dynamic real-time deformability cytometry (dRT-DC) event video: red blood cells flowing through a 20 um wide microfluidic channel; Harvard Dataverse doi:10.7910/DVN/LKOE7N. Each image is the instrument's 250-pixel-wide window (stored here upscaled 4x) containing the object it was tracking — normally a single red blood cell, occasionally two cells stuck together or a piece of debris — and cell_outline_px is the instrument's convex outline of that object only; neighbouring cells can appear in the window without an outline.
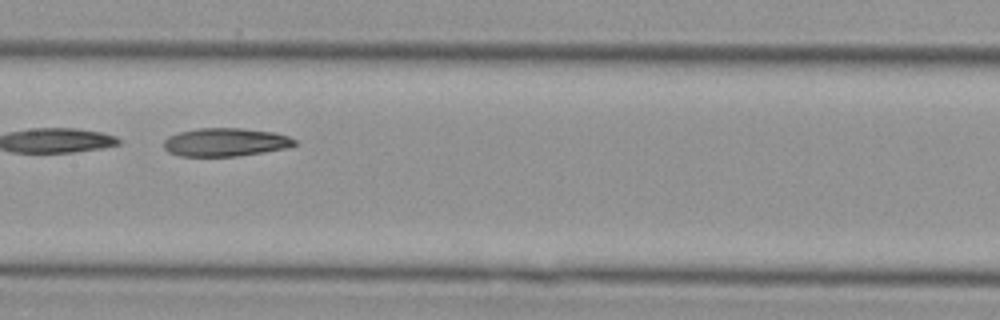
{"species": "Egyptian fruit bat (a non-hibernating species)", "species_latin": "Rousettus aegyptiacus", "temperature_condition": "cold", "stored_images_in_passage": 31, "camera_frame_rate_fps": 3000, "um_per_image_px": 0.085, "animal": {"sex": "female"}, "frame": {"image": 1, "passage_image": 14, "time_ms": 4.333, "image_size_px": [1000, 320], "cell_outline_px": [[296, 144], [288, 148], [264, 152], [236, 156], [180, 156], [168, 152], [164, 148], [164, 140], [168, 136], [180, 132], [200, 128], [240, 128], [276, 132], [288, 136], [296, 140]], "centroid_in_image_um": [19.18, 12.08], "position_along_channel_um": 188.2, "area_um2": 21.62}}
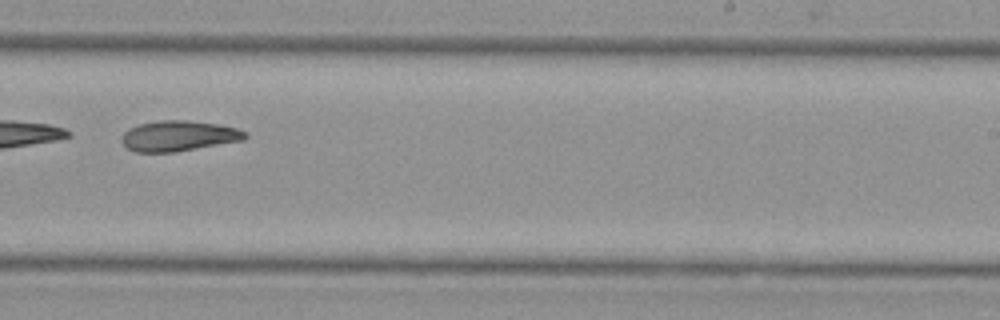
{"frame": {"image": 2, "passage_image": 20, "time_ms": 6.333, "image_size_px": [1000, 320], "cell_outline_px": [[248, 136], [244, 140], [176, 152], [136, 152], [124, 148], [120, 140], [120, 136], [128, 128], [140, 124], [156, 120], [184, 120], [216, 124], [236, 128], [248, 132]], "centroid_in_image_um": [15.14, 11.56], "position_along_channel_um": 273.9, "area_um2": 22.2}}
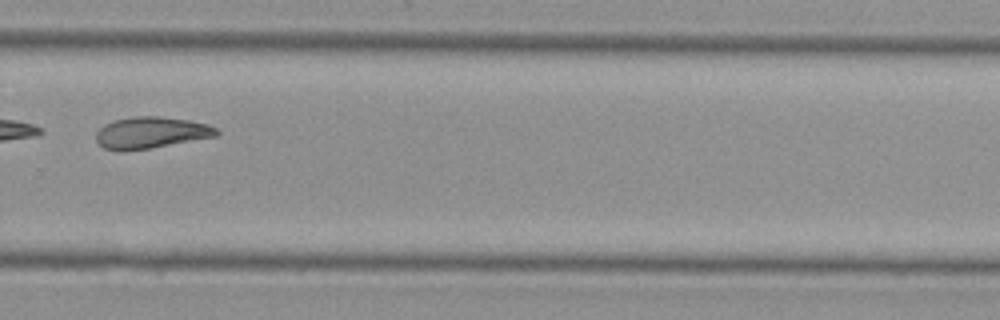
{"frame": {"image": 3, "passage_image": 23, "time_ms": 7.333, "image_size_px": [1000, 320], "cell_outline_px": [[220, 132], [216, 136], [148, 148], [124, 152], [120, 152], [104, 148], [96, 140], [96, 132], [104, 124], [116, 120], [136, 116], [160, 116], [188, 120], [208, 124], [216, 128]], "centroid_in_image_um": [12.81, 11.28], "position_along_channel_um": 317.0, "area_um2": 22.02}}